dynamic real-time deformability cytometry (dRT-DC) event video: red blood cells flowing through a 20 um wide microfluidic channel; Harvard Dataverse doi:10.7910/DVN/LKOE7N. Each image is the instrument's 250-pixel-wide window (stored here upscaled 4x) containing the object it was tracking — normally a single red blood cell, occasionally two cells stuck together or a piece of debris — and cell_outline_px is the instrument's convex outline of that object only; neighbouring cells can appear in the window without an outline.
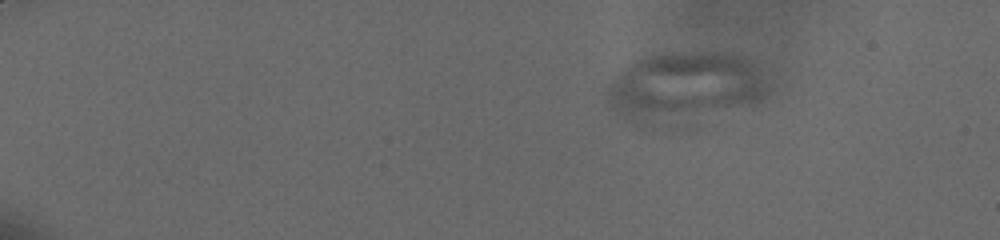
{"species": "human", "species_latin": "Homo sapiens", "temperature_condition": "cold", "stored_images_in_passage": 16, "camera_frame_rate_fps": 3000, "um_per_image_px": 0.085, "donor": {"sex": "male"}, "frame": {"image": 1, "passage_image": 3, "time_ms": 1.333, "image_size_px": [1000, 240], "cell_outline_px": [[772, 92], [768, 96], [752, 104], [652, 128], [636, 128], [624, 124], [608, 108], [604, 92], [612, 76], [632, 64], [648, 56], [680, 52], [700, 52], [740, 56], [756, 60], [760, 64], [772, 84]], "centroid_in_image_um": [58.16, 7.45], "position_along_channel_um": 26.8, "area_um2": 67.68}}